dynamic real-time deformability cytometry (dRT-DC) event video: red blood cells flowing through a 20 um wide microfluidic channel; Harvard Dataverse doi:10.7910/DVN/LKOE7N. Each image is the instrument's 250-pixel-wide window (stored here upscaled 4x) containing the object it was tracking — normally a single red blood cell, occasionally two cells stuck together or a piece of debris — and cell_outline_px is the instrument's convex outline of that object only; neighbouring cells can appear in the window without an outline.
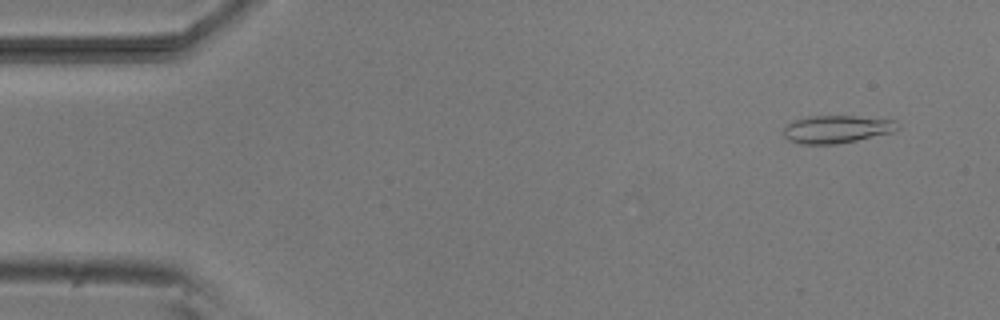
{"species": "common noctule bat (a hibernating species)", "species_latin": "Nyctalus noctula", "temperature_condition": "room temperature", "stored_images_in_passage": 20, "camera_frame_rate_fps": 3000, "um_per_image_px": 0.085, "animal": {"sex": "male", "body_mass_g": 20.5, "forearm_length_mm": 52.5}, "frame": {"image": 1, "passage_image": 4, "time_ms": 1.0, "image_size_px": [1000, 320], "cell_outline_px": [[900, 128], [892, 132], [856, 140], [836, 144], [800, 144], [788, 140], [784, 136], [784, 128], [788, 124], [796, 120], [808, 116], [852, 116], [896, 120], [900, 124]], "centroid_in_image_um": [71.13, 10.98], "position_along_channel_um": 13.9, "area_um2": 18.32}}
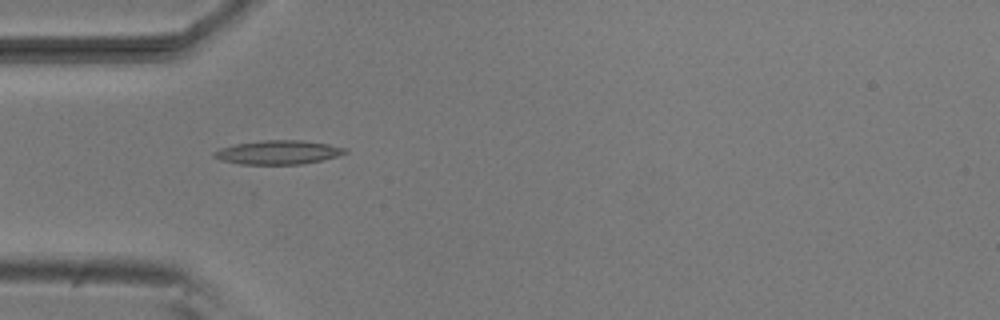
{"frame": {"image": 2, "passage_image": 16, "time_ms": 5.0, "image_size_px": [1000, 320], "cell_outline_px": [[348, 152], [336, 156], [304, 164], [240, 164], [220, 160], [212, 156], [212, 152], [220, 148], [236, 144], [264, 140], [304, 140], [328, 144], [348, 148]], "centroid_in_image_um": [23.63, 12.94], "position_along_channel_um": 61.4, "area_um2": 18.26}}
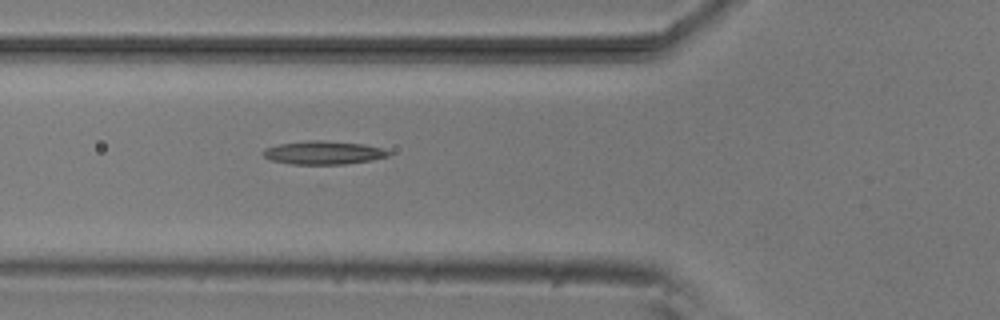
{"frame": {"image": 3, "passage_image": 19, "time_ms": 6.0, "image_size_px": [1000, 320], "cell_outline_px": [[392, 152], [388, 156], [372, 160], [344, 164], [292, 164], [268, 160], [260, 152], [264, 148], [280, 144], [312, 140], [324, 140], [364, 144], [380, 148]], "centroid_in_image_um": [27.45, 12.98], "position_along_channel_um": 98.3, "area_um2": 17.11}}